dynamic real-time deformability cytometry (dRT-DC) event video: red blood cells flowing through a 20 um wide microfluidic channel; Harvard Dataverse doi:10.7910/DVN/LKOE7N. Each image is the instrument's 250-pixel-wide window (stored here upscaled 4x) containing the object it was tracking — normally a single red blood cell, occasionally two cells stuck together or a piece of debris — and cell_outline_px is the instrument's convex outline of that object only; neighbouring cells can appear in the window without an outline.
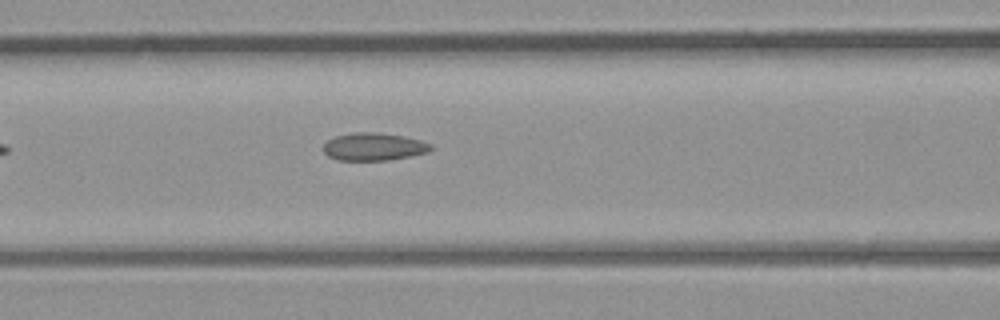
{"species": "common noctule bat (a hibernating species)", "species_latin": "Nyctalus noctula", "temperature_condition": "room temperature", "stored_images_in_passage": 6, "camera_frame_rate_fps": 3000, "um_per_image_px": 0.085, "animal": {"sex": "male", "body_mass_g": 23.1, "forearm_length_mm": 52.7}, "frame": {"image": 1, "passage_image": 6, "time_ms": 6.0, "image_size_px": [1000, 320], "cell_outline_px": [[432, 148], [428, 152], [388, 160], [336, 160], [328, 156], [324, 152], [324, 144], [328, 140], [336, 136], [356, 132], [380, 132], [404, 136], [420, 140], [432, 144]], "centroid_in_image_um": [31.77, 12.46], "position_along_channel_um": 134.8, "area_um2": 17.28}}